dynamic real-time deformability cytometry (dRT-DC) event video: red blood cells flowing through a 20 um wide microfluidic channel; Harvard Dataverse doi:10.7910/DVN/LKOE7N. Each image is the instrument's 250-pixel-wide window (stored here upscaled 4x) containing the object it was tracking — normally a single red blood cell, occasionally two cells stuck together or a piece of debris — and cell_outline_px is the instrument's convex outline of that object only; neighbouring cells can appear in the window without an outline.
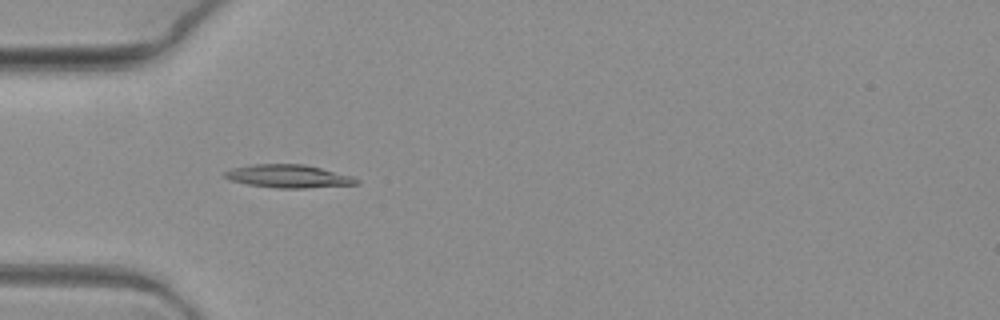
{"species": "common noctule bat (a hibernating species)", "species_latin": "Nyctalus noctula", "temperature_condition": "warm", "stored_images_in_passage": 8, "camera_frame_rate_fps": 3000, "um_per_image_px": 0.085, "animal": {"sex": "female", "body_mass_g": 19.3, "forearm_length_mm": 54.1}, "frame": {"image": 1, "passage_image": 7, "time_ms": 2.0, "image_size_px": [1000, 320], "cell_outline_px": [[360, 184], [304, 188], [276, 188], [248, 184], [228, 180], [224, 176], [224, 172], [232, 168], [252, 164], [304, 164], [352, 176], [360, 180]], "centroid_in_image_um": [24.51, 14.98], "position_along_channel_um": 60.5, "area_um2": 17.69}}